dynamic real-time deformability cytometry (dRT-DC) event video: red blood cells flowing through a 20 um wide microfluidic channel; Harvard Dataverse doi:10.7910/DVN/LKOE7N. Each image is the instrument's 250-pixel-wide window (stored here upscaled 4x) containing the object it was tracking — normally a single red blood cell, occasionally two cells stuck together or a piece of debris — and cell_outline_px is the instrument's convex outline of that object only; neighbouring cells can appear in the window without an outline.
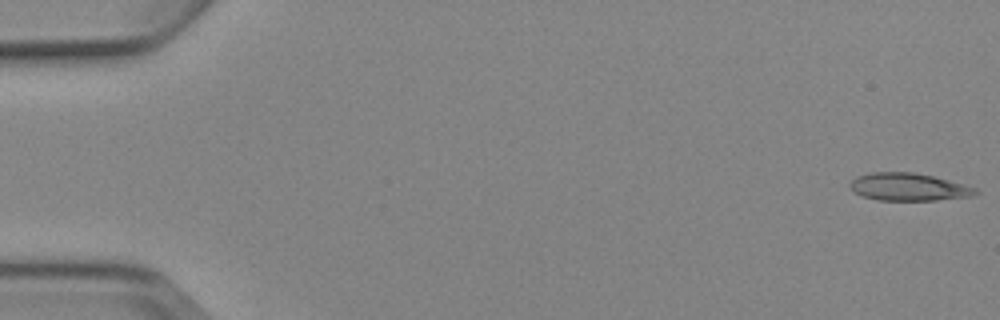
{"species": "Egyptian fruit bat (a non-hibernating species)", "species_latin": "Rousettus aegyptiacus", "temperature_condition": "cold", "stored_images_in_passage": 5, "camera_frame_rate_fps": 3000, "um_per_image_px": 0.085, "animal": {"sex": "female"}, "frame": {"image": 1, "passage_image": 1, "time_ms": 0.0, "image_size_px": [1000, 320], "cell_outline_px": [[980, 192], [972, 196], [936, 200], [880, 200], [864, 196], [852, 192], [848, 184], [856, 176], [872, 172], [912, 172], [932, 176], [948, 180], [976, 188]], "centroid_in_image_um": [77.19, 15.89], "position_along_channel_um": 7.8, "area_um2": 20.11}}
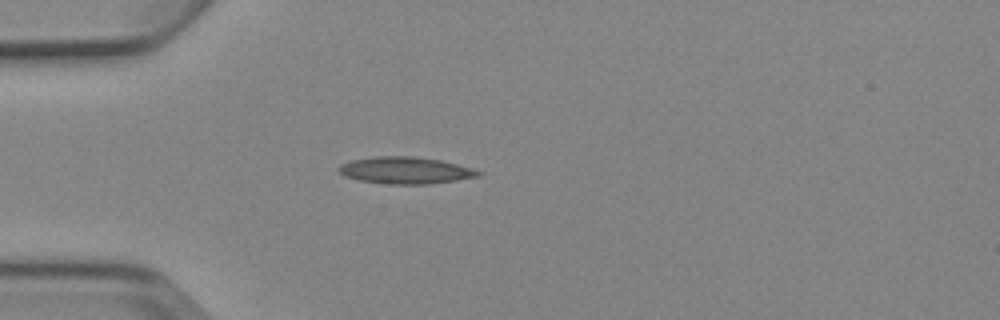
{"frame": {"image": 2, "passage_image": 5, "time_ms": 4.667, "image_size_px": [1000, 320], "cell_outline_px": [[484, 172], [480, 176], [456, 180], [428, 184], [388, 184], [360, 180], [344, 176], [336, 168], [340, 164], [348, 160], [376, 156], [412, 156], [440, 160], [472, 168]], "centroid_in_image_um": [34.43, 14.47], "position_along_channel_um": 50.6, "area_um2": 21.91}}